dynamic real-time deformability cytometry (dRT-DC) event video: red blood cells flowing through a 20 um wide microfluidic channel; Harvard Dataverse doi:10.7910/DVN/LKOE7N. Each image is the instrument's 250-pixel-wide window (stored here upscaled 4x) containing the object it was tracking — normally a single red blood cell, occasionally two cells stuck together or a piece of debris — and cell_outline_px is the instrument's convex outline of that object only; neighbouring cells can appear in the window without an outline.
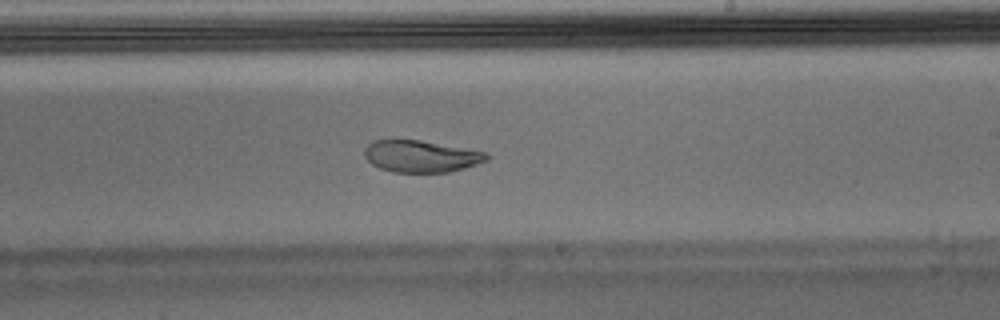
{"species": "Egyptian fruit bat (a non-hibernating species)", "species_latin": "Rousettus aegyptiacus", "temperature_condition": "warm", "stored_images_in_passage": 52, "camera_frame_rate_fps": 3000, "um_per_image_px": 0.085, "animal": {"sex": "male"}, "frame": {"image": 1, "passage_image": 30, "time_ms": 9.667, "image_size_px": [1000, 320], "cell_outline_px": [[488, 156], [484, 160], [460, 168], [444, 172], [396, 172], [384, 168], [368, 160], [368, 148], [376, 140], [416, 140], [484, 152]], "centroid_in_image_um": [35.79, 13.28], "position_along_channel_um": 253.2, "area_um2": 21.04}}
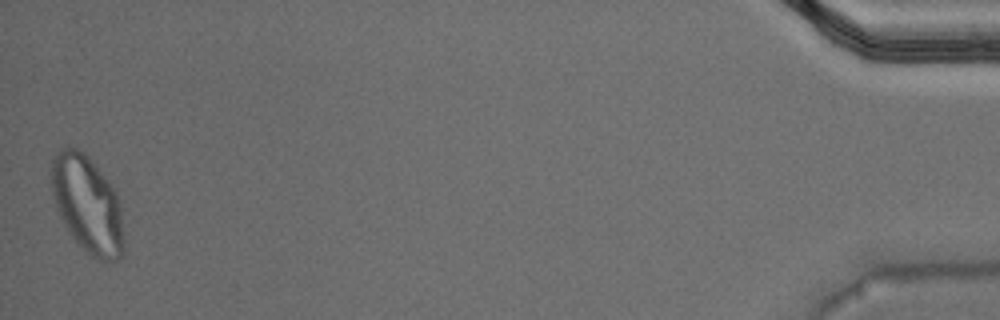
{"frame": {"image": 2, "passage_image": 52, "time_ms": 17.0, "image_size_px": [1000, 320], "cell_outline_px": [[120, 244], [96, 252], [72, 228], [64, 216], [56, 192], [56, 164], [60, 156], [64, 152], [76, 152], [84, 156], [100, 176], [112, 192], [116, 204], [120, 236]], "centroid_in_image_um": [7.39, 17.16], "position_along_channel_um": 427.8, "area_um2": 30.87}, "authors_computed_cell_mechanics": {"area_um2": 21.3282, "velocity_mm_per_s": 3.6881, "shape_relaxation_time_tau1_ms": null, "shape_relaxation_time_tau2_ms": 6.5608, "deformation_change_tau1": null, "deformation_change_tau2": 0.0666}}